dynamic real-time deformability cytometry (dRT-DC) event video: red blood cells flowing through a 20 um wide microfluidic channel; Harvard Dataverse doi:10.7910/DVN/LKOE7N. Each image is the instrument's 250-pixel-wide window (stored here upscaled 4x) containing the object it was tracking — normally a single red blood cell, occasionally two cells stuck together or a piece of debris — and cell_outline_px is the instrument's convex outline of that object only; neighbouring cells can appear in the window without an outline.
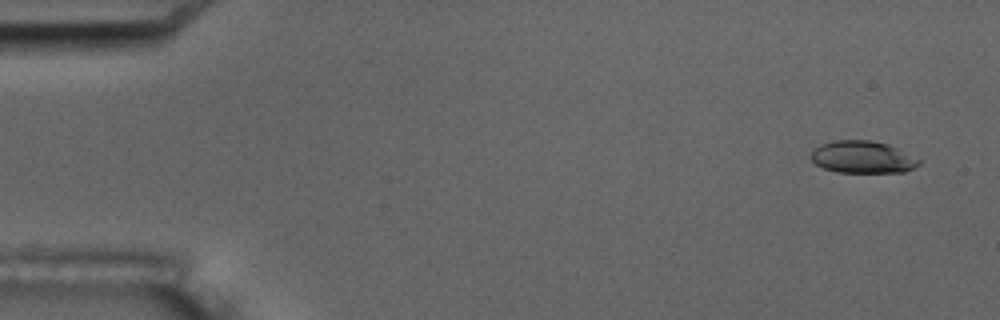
{"species": "common noctule bat (a hibernating species)", "species_latin": "Nyctalus noctula", "temperature_condition": "room temperature", "stored_images_in_passage": 5, "camera_frame_rate_fps": 3000, "um_per_image_px": 0.085, "animal": {"sex": "male", "body_mass_g": 17.5, "forearm_length_mm": 52.3}, "frame": {"image": 1, "passage_image": 1, "time_ms": 0.0, "image_size_px": [1000, 320], "cell_outline_px": [[920, 164], [904, 172], [836, 172], [824, 168], [816, 164], [808, 156], [820, 144], [836, 140], [872, 140], [888, 144], [920, 160]], "centroid_in_image_um": [73.28, 13.35], "position_along_channel_um": 11.7, "area_um2": 20.11}}
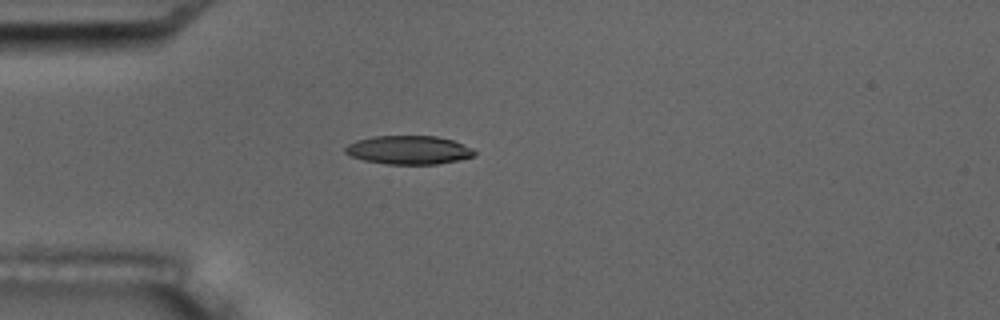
{"frame": {"image": 2, "passage_image": 5, "time_ms": 4.333, "image_size_px": [1000, 320], "cell_outline_px": [[476, 152], [472, 156], [456, 160], [436, 164], [388, 164], [364, 160], [352, 156], [344, 152], [344, 148], [348, 144], [356, 140], [372, 136], [436, 136], [452, 140], [472, 148]], "centroid_in_image_um": [34.7, 12.74], "position_along_channel_um": 50.3, "area_um2": 21.33}}